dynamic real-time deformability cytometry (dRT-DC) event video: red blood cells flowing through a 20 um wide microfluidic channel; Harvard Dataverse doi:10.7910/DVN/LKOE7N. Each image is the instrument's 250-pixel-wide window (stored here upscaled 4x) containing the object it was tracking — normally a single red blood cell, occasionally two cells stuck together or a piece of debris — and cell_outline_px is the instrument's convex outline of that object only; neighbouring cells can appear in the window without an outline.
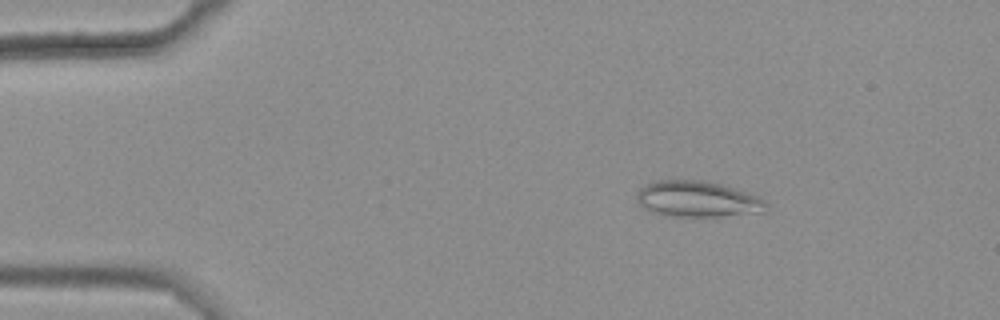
{"species": "common noctule bat (a hibernating species)", "species_latin": "Nyctalus noctula", "temperature_condition": "warm", "stored_images_in_passage": 48, "camera_frame_rate_fps": 3000, "um_per_image_px": 0.085, "animal": {"sex": "female", "body_mass_g": 25.1}, "frame": {"image": 1, "passage_image": 9, "time_ms": 2.667, "image_size_px": [1000, 320], "cell_outline_px": [[768, 212], [720, 216], [668, 216], [652, 212], [644, 208], [636, 200], [636, 192], [640, 188], [656, 180], [704, 180], [720, 184], [756, 196], [764, 200], [768, 204]], "centroid_in_image_um": [59.28, 16.93], "position_along_channel_um": 25.7, "area_um2": 27.11}}
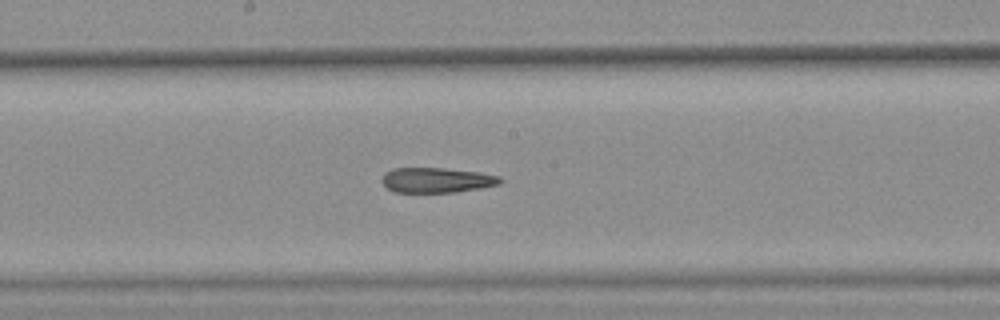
{"frame": {"image": 2, "passage_image": 30, "time_ms": 9.667, "image_size_px": [1000, 320], "cell_outline_px": [[504, 180], [500, 184], [480, 188], [456, 192], [396, 192], [388, 188], [380, 180], [380, 176], [384, 172], [392, 168], [444, 168], [480, 172], [500, 176]], "centroid_in_image_um": [37.11, 15.3], "position_along_channel_um": 211.1, "area_um2": 17.46}}
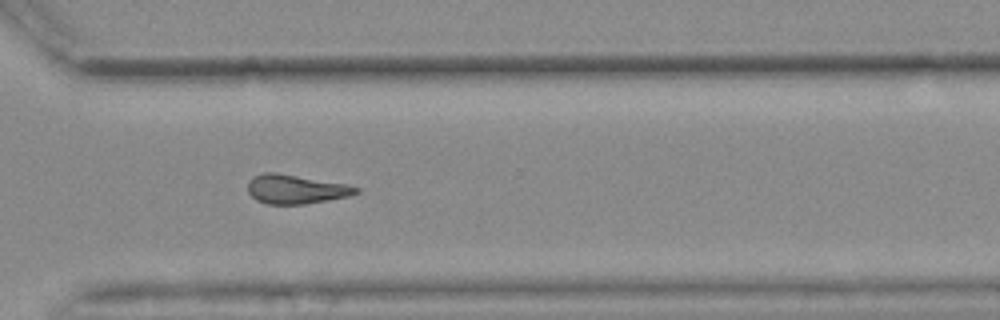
{"frame": {"image": 3, "passage_image": 41, "time_ms": 13.333, "image_size_px": [1000, 320], "cell_outline_px": [[360, 192], [348, 196], [328, 200], [304, 204], [268, 204], [256, 200], [248, 192], [248, 180], [252, 176], [264, 172], [276, 172], [348, 184], [360, 188]], "centroid_in_image_um": [25.13, 16.07], "position_along_channel_um": 345.5, "area_um2": 18.5}, "authors_computed_cell_mechanics": {"area_um2": 18.8717, "velocity_mm_per_s": 3.6605, "shape_relaxation_time_tau1_ms": null, "shape_relaxation_time_tau2_ms": 5.0899, "deformation_change_tau1": null, "deformation_change_tau2": 0.1598}}